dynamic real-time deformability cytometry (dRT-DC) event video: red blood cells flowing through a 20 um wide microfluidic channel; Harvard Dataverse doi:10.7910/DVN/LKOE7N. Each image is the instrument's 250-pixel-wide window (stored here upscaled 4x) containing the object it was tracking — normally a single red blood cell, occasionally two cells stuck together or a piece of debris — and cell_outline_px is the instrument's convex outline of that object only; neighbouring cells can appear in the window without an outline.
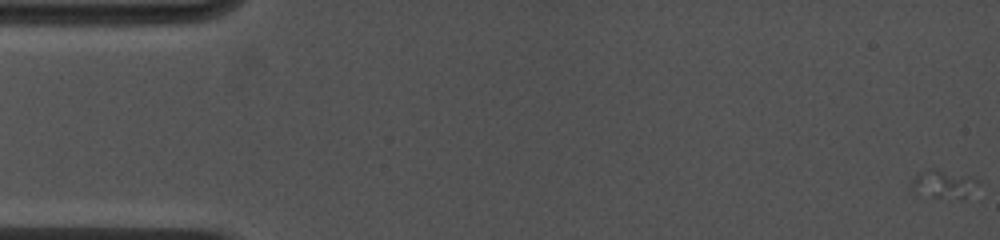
{"species": "common noctule bat (a hibernating species)", "species_latin": "Nyctalus noctula", "temperature_condition": "cold", "stored_images_in_passage": 6, "camera_frame_rate_fps": 4500, "um_per_image_px": 0.085, "animal": {"sex": "female", "body_mass_g": 19.0, "forearm_length_mm": 53.3}, "frame": {"image": 1, "passage_image": 1, "time_ms": 0.0, "image_size_px": [1000, 240], "cell_outline_px": [[980, 184], [964, 196], [932, 196], [908, 188], [908, 184], [916, 172], [928, 168], [936, 168], [972, 176]], "centroid_in_image_um": [80.1, 15.55], "position_along_channel_um": 4.9, "area_um2": 10.69}}